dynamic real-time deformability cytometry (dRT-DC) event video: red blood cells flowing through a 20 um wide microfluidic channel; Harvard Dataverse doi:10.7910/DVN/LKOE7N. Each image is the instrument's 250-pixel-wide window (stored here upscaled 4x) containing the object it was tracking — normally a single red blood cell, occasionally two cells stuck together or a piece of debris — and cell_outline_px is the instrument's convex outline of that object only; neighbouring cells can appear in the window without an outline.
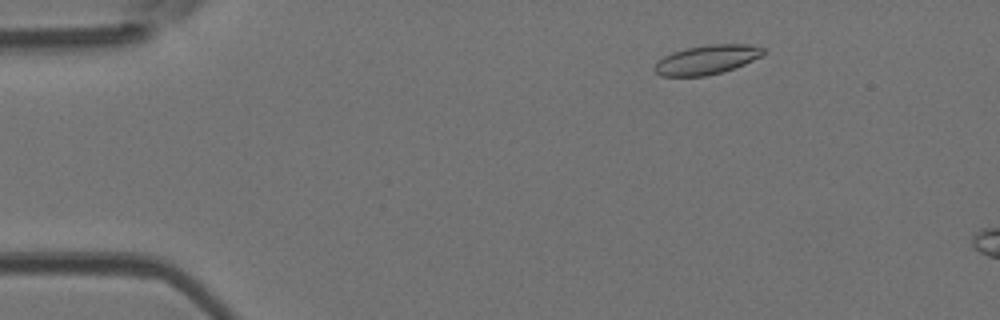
{"species": "Egyptian fruit bat (a non-hibernating species)", "species_latin": "Rousettus aegyptiacus", "temperature_condition": "room temperature", "stored_images_in_passage": 9, "camera_frame_rate_fps": 3000, "um_per_image_px": 0.085, "animal": {"sex": "female"}, "frame": {"image": 1, "passage_image": 4, "time_ms": 1.0, "image_size_px": [1000, 320], "cell_outline_px": [[768, 52], [744, 64], [720, 72], [704, 76], [660, 76], [652, 68], [664, 56], [672, 52], [684, 48], [708, 44], [748, 44], [764, 48]], "centroid_in_image_um": [60.07, 5.06], "position_along_channel_um": 24.9, "area_um2": 18.44}}